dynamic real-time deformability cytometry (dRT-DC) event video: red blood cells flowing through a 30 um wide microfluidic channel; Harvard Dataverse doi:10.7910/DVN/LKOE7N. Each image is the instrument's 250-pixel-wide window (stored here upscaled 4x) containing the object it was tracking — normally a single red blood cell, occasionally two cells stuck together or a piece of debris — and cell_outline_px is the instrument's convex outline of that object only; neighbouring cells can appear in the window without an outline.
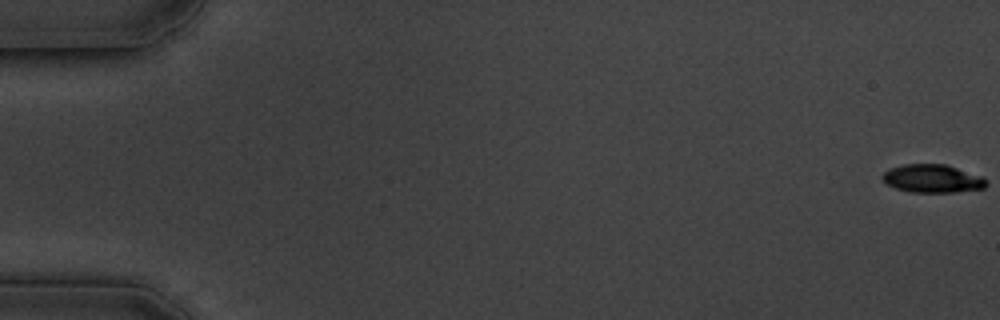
{"species": "common noctule bat (a hibernating species)", "species_latin": "Nyctalus noctula", "temperature_condition": "cold", "stored_images_in_passage": 14, "camera_frame_rate_fps": 3000, "um_per_image_px": 0.085, "animal": {"sex": "male", "body_mass_g": 19.5, "forearm_length_mm": 54.6}, "frame": {"image": 1, "passage_image": 1, "time_ms": 0.0, "image_size_px": [1000, 320], "cell_outline_px": [[984, 184], [964, 188], [908, 188], [896, 184], [888, 180], [884, 176], [904, 168], [948, 168], [984, 180]], "centroid_in_image_um": [79.3, 15.17], "position_along_channel_um": 5.7, "area_um2": 11.21}}